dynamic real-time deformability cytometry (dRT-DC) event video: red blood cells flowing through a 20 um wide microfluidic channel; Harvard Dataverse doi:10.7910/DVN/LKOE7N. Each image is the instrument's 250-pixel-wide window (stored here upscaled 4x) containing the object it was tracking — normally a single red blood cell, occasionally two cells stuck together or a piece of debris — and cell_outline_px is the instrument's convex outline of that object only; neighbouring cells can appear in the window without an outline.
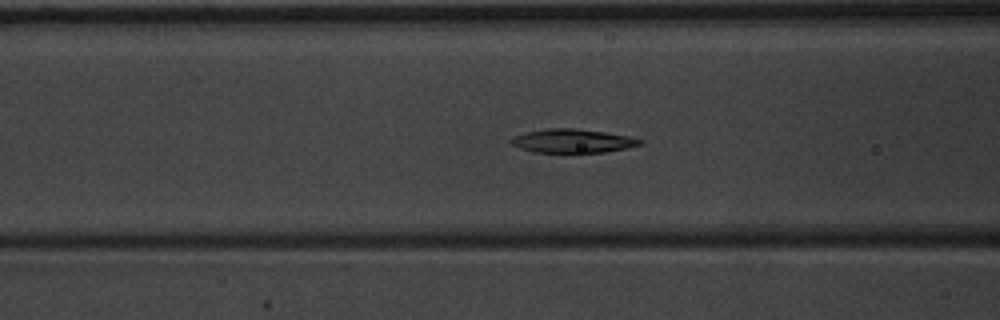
{"species": "common noctule bat (a hibernating species)", "species_latin": "Nyctalus noctula", "temperature_condition": "warm", "stored_images_in_passage": 52, "camera_frame_rate_fps": 3000, "um_per_image_px": 0.085, "animal": {"sex": "male", "body_mass_g": 20.1, "forearm_length_mm": 53.5}, "frame": {"image": 1, "passage_image": 21, "time_ms": 6.667, "image_size_px": [1000, 320], "cell_outline_px": [[644, 144], [628, 148], [604, 152], [532, 152], [520, 148], [512, 144], [508, 140], [512, 136], [524, 132], [548, 128], [572, 128], [604, 132], [628, 136], [644, 140]], "centroid_in_image_um": [48.65, 11.97], "position_along_channel_um": 117.9, "area_um2": 17.92}}
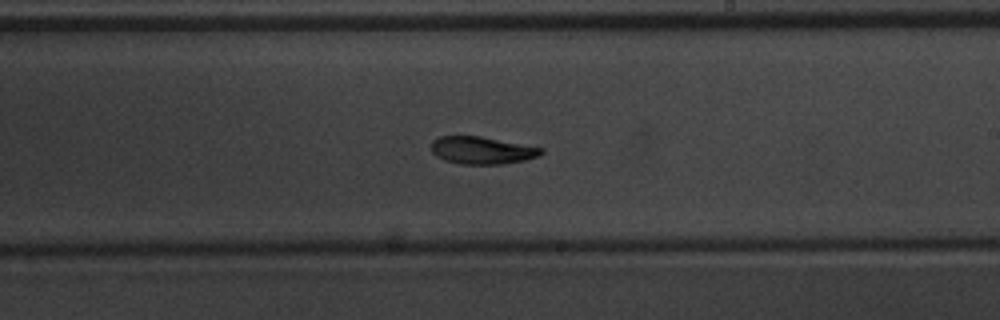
{"frame": {"image": 2, "passage_image": 31, "time_ms": 10.0, "image_size_px": [1000, 320], "cell_outline_px": [[544, 152], [540, 156], [524, 160], [500, 164], [460, 164], [444, 160], [436, 156], [432, 152], [432, 140], [440, 136], [480, 136], [544, 148]], "centroid_in_image_um": [40.97, 12.78], "position_along_channel_um": 248.0, "area_um2": 17.57}}
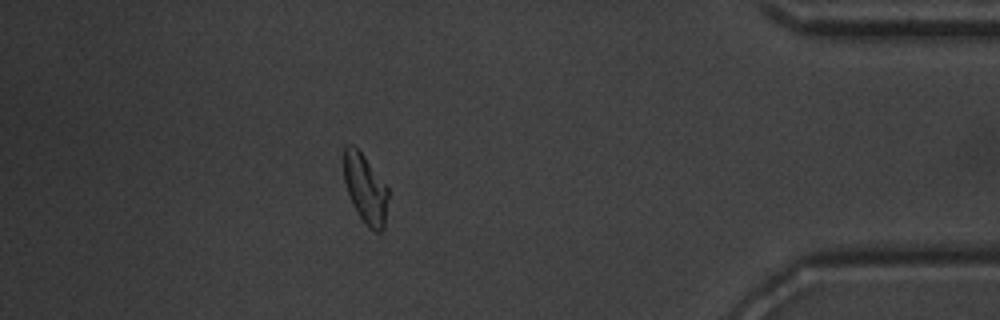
{"frame": {"image": 3, "passage_image": 46, "time_ms": 15.0, "image_size_px": [1000, 320], "cell_outline_px": [[388, 196], [384, 228], [380, 232], [376, 232], [368, 228], [360, 216], [348, 192], [344, 180], [344, 148], [348, 144], [352, 144], [364, 156], [388, 188]], "centroid_in_image_um": [31.07, 16.05], "position_along_channel_um": 404.1, "area_um2": 17.46}, "authors_computed_cell_mechanics": {"area_um2": 18.7272, "velocity_mm_per_s": 3.908, "shape_relaxation_time_tau1_ms": 5.727, "shape_relaxation_time_tau2_ms": 10.976, "deformation_change_tau1": 0.1866, "deformation_change_tau2": 0.1797}}